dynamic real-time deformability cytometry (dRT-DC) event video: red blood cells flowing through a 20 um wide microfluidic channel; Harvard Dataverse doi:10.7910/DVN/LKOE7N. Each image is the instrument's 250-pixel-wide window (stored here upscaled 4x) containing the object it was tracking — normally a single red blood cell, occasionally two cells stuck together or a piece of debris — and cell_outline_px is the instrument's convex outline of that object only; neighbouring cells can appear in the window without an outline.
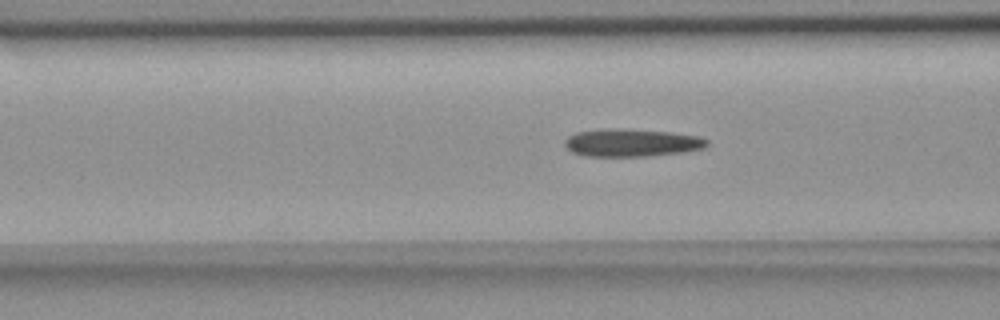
{"species": "common noctule bat (a hibernating species)", "species_latin": "Nyctalus noctula", "temperature_condition": "room temperature", "stored_images_in_passage": 48, "camera_frame_rate_fps": 3000, "um_per_image_px": 0.085, "animal": {"sex": "female", "body_mass_g": 18.4}, "frame": {"image": 1, "passage_image": 18, "time_ms": 5.667, "image_size_px": [1000, 320], "cell_outline_px": [[708, 144], [704, 148], [684, 152], [648, 156], [584, 156], [572, 152], [564, 144], [564, 140], [568, 136], [576, 132], [672, 132], [700, 136], [708, 140]], "centroid_in_image_um": [53.77, 12.2], "position_along_channel_um": 112.8, "area_um2": 21.62}}
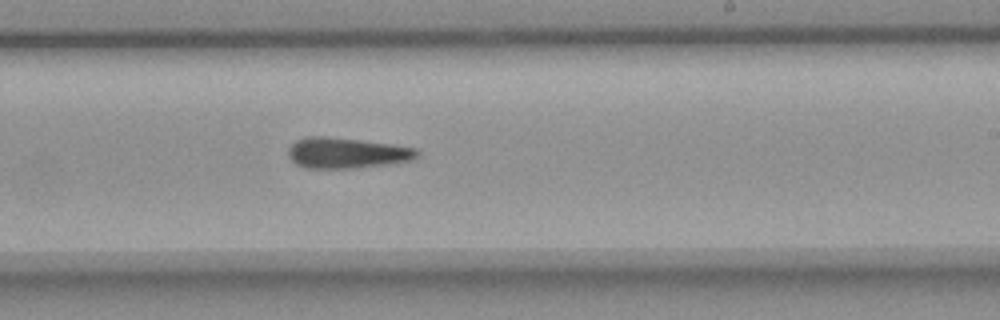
{"frame": {"image": 2, "passage_image": 30, "time_ms": 9.667, "image_size_px": [1000, 320], "cell_outline_px": [[420, 156], [412, 160], [392, 164], [352, 168], [304, 168], [296, 164], [288, 156], [288, 148], [296, 140], [308, 136], [328, 136], [392, 144], [416, 148], [420, 152]], "centroid_in_image_um": [29.49, 13.0], "position_along_channel_um": 259.5, "area_um2": 23.29}}
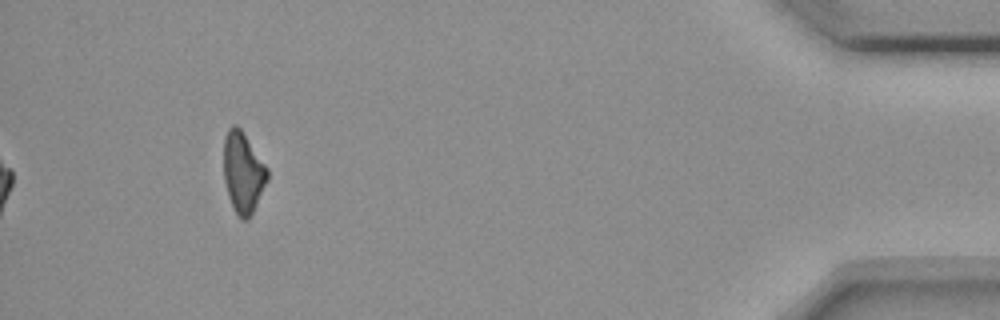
{"frame": {"image": 3, "passage_image": 48, "time_ms": 15.667, "image_size_px": [1000, 320], "cell_outline_px": [[268, 180], [248, 220], [240, 220], [228, 196], [224, 180], [224, 140], [228, 128], [232, 124], [236, 124], [240, 128], [268, 168]], "centroid_in_image_um": [20.65, 14.65], "position_along_channel_um": 414.5, "area_um2": 20.4}, "authors_computed_cell_mechanics": {"area_um2": 22.3108, "velocity_mm_per_s": 3.6851, "shape_relaxation_time_tau1_ms": 10.9181, "shape_relaxation_time_tau2_ms": null, "deformation_change_tau1": 0.2159, "deformation_change_tau2": null}}